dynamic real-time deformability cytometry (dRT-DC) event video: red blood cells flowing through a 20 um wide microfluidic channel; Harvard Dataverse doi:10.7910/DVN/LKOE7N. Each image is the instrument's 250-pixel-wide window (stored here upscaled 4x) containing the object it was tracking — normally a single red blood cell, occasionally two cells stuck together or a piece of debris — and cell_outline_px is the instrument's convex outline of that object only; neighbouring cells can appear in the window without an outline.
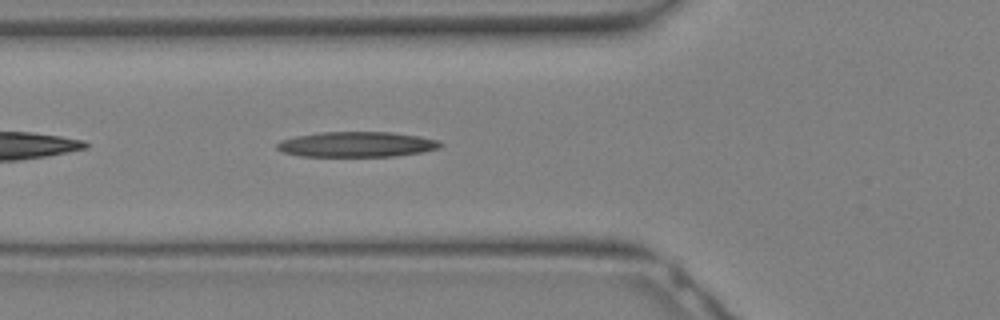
{"species": "Egyptian fruit bat (a non-hibernating species)", "species_latin": "Rousettus aegyptiacus", "temperature_condition": "warm", "stored_images_in_passage": 12, "camera_frame_rate_fps": 3000, "um_per_image_px": 0.085, "animal": {"sex": "female"}, "frame": {"image": 1, "passage_image": 10, "time_ms": 3.0, "image_size_px": [1000, 320], "cell_outline_px": [[444, 144], [440, 148], [420, 152], [396, 156], [300, 156], [284, 152], [276, 148], [276, 144], [280, 140], [296, 136], [320, 132], [392, 132], [420, 136], [440, 140]], "centroid_in_image_um": [30.35, 12.26], "position_along_channel_um": 95.5, "area_um2": 24.16}}
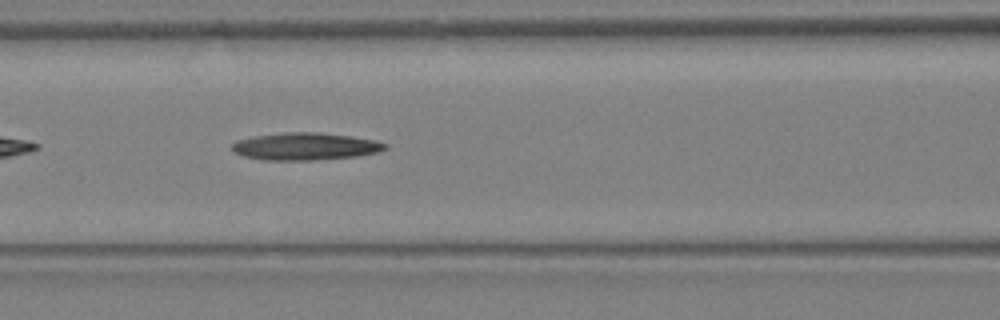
{"frame": {"image": 2, "passage_image": 12, "time_ms": 3.667, "image_size_px": [1000, 320], "cell_outline_px": [[388, 148], [380, 152], [356, 156], [312, 160], [264, 160], [244, 156], [232, 152], [232, 144], [236, 140], [256, 136], [288, 132], [316, 132], [352, 136], [376, 140], [388, 144]], "centroid_in_image_um": [25.98, 12.44], "position_along_channel_um": 140.6, "area_um2": 24.45}}